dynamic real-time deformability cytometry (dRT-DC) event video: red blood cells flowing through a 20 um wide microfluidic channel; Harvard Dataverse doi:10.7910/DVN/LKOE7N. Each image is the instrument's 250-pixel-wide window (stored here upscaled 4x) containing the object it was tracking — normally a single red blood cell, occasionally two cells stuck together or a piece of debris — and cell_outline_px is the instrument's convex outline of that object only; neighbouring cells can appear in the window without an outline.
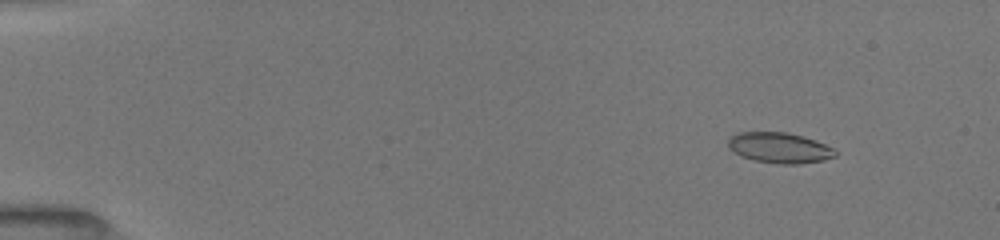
{"species": "common noctule bat (a hibernating species)", "species_latin": "Nyctalus noctula", "temperature_condition": "room temperature", "stored_images_in_passage": 52, "camera_frame_rate_fps": 3000, "um_per_image_px": 0.085, "animal": {"sex": "female", "body_mass_g": 19.5, "forearm_length_mm": 54.1}, "frame": {"image": 1, "passage_image": 6, "time_ms": 1.667, "image_size_px": [1000, 240], "cell_outline_px": [[836, 156], [824, 160], [800, 164], [776, 164], [752, 160], [740, 156], [728, 148], [728, 140], [736, 132], [788, 132], [804, 136], [816, 140], [832, 148], [836, 152]], "centroid_in_image_um": [66.24, 12.57], "position_along_channel_um": 18.8, "area_um2": 19.31}}
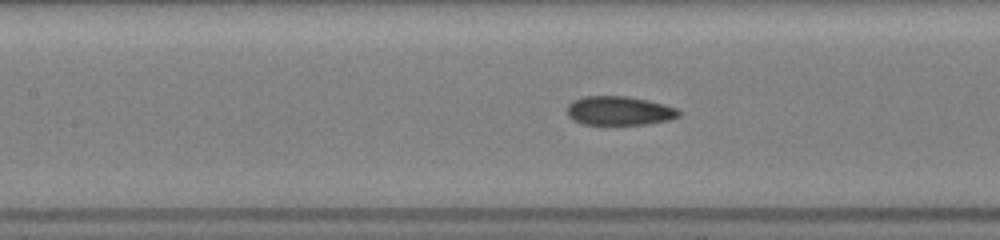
{"frame": {"image": 2, "passage_image": 25, "time_ms": 8.0, "image_size_px": [1000, 240], "cell_outline_px": [[680, 116], [668, 120], [644, 124], [584, 124], [572, 120], [568, 116], [568, 104], [572, 100], [584, 96], [628, 96], [648, 100], [664, 104], [676, 108], [680, 112]], "centroid_in_image_um": [52.62, 9.4], "position_along_channel_um": 154.8, "area_um2": 18.84}}
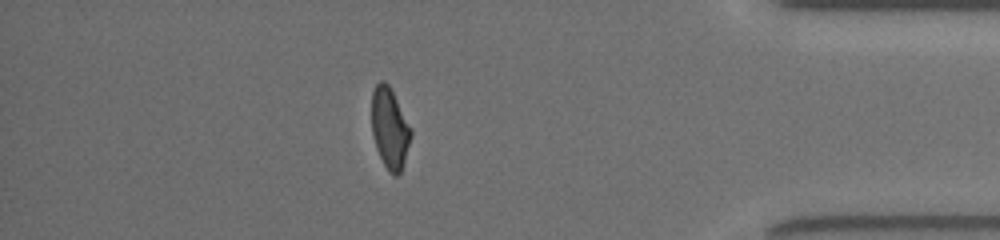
{"frame": {"image": 3, "passage_image": 46, "time_ms": 15.0, "image_size_px": [1000, 240], "cell_outline_px": [[412, 136], [404, 164], [400, 172], [396, 176], [392, 176], [388, 172], [376, 148], [372, 132], [372, 92], [376, 84], [380, 80], [384, 80], [388, 84], [412, 128]], "centroid_in_image_um": [33.14, 10.92], "position_along_channel_um": 402.1, "area_um2": 18.61}, "authors_computed_cell_mechanics": {"area_um2": 19.3052, "velocity_mm_per_s": 3.9968, "shape_relaxation_time_tau1_ms": 8.6056, "shape_relaxation_time_tau2_ms": 1.2433, "deformation_change_tau1": 0.2105, "deformation_change_tau2": 0.0654}}